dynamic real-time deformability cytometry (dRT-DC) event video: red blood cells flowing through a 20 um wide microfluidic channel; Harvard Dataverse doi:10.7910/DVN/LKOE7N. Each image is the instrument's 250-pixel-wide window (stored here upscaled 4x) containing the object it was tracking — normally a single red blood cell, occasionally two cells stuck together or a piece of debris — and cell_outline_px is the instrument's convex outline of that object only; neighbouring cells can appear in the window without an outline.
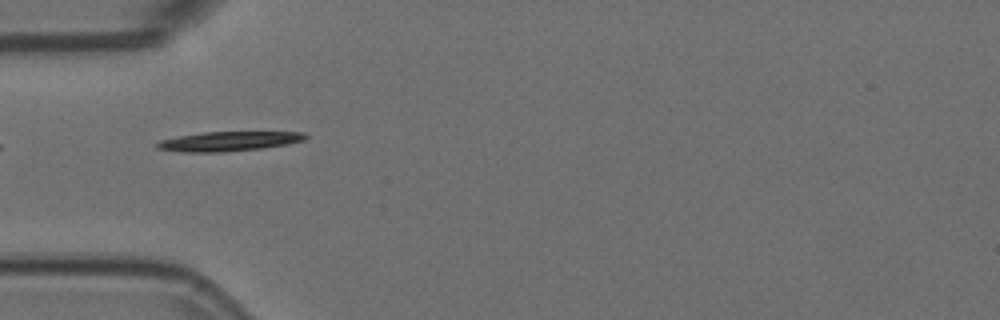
{"species": "Egyptian fruit bat (a non-hibernating species)", "species_latin": "Rousettus aegyptiacus", "temperature_condition": "room temperature", "stored_images_in_passage": 38, "camera_frame_rate_fps": 3000, "um_per_image_px": 0.085, "animal": {"sex": "female"}, "frame": {"image": 1, "passage_image": 1, "time_ms": 0.0, "image_size_px": [1000, 320], "cell_outline_px": [[308, 136], [304, 140], [288, 144], [264, 148], [224, 152], [180, 152], [156, 148], [156, 144], [160, 140], [180, 136], [204, 132], [304, 132]], "centroid_in_image_um": [19.46, 12.01], "position_along_channel_um": 65.5, "area_um2": 16.88}}
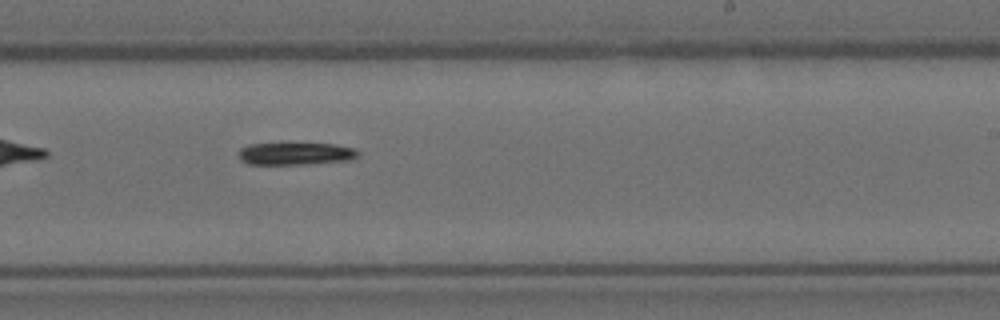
{"frame": {"image": 2, "passage_image": 17, "time_ms": 5.333, "image_size_px": [1000, 320], "cell_outline_px": [[360, 156], [348, 160], [304, 164], [248, 164], [240, 160], [240, 148], [248, 144], [336, 144], [356, 148], [360, 152]], "centroid_in_image_um": [25.17, 13.06], "position_along_channel_um": 263.8, "area_um2": 15.49}}
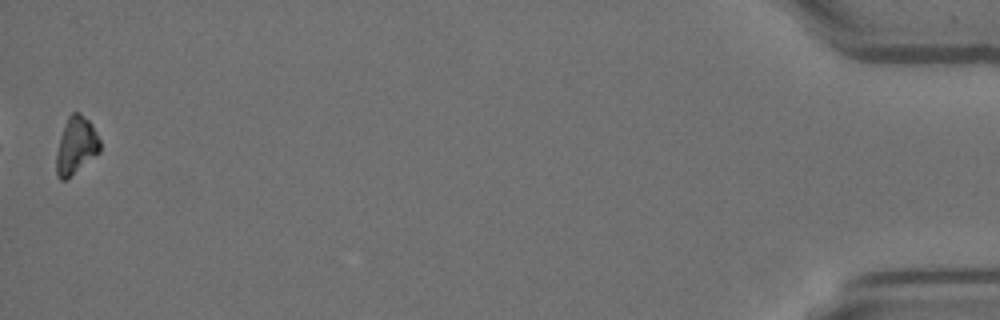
{"frame": {"image": 3, "passage_image": 38, "time_ms": 12.333, "image_size_px": [1000, 320], "cell_outline_px": [[100, 152], [64, 180], [60, 180], [56, 176], [56, 152], [68, 116], [72, 112], [80, 112], [92, 124], [100, 140]], "centroid_in_image_um": [6.47, 12.36], "position_along_channel_um": 428.7, "area_um2": 14.28}}